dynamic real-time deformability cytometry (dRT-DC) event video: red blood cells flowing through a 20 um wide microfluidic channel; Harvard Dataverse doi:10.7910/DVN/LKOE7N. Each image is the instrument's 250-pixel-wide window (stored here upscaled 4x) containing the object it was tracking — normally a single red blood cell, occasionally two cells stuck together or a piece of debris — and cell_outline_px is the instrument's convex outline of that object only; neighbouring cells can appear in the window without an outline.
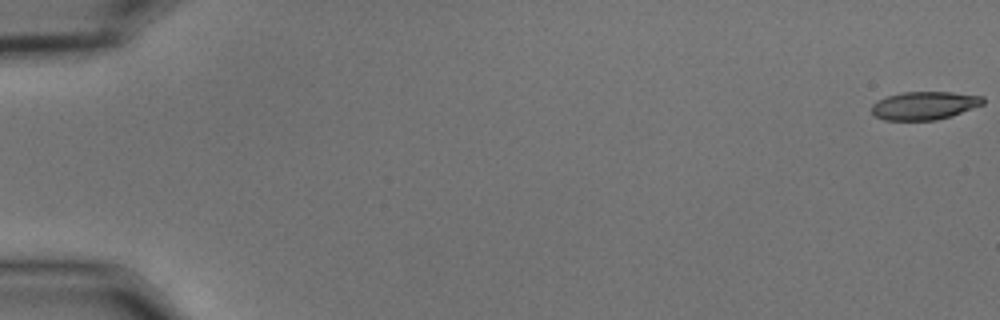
{"species": "common noctule bat (a hibernating species)", "species_latin": "Nyctalus noctula", "temperature_condition": "cold", "stored_images_in_passage": 57, "camera_frame_rate_fps": 3000, "um_per_image_px": 0.085, "animal": {"sex": "male", "body_mass_g": 15.6}, "frame": {"image": 1, "passage_image": 1, "time_ms": 0.0, "image_size_px": [1000, 320], "cell_outline_px": [[984, 104], [952, 116], [936, 120], [884, 120], [876, 116], [872, 112], [872, 104], [876, 100], [888, 96], [904, 92], [952, 92], [984, 96]], "centroid_in_image_um": [78.59, 8.97], "position_along_channel_um": 6.4, "area_um2": 18.32}}
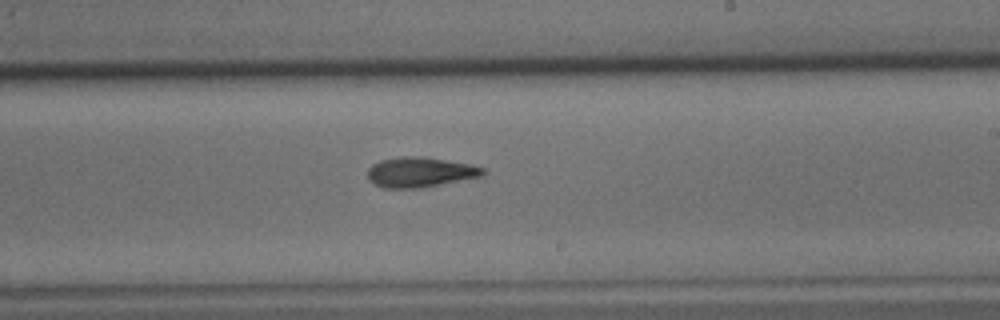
{"frame": {"image": 2, "passage_image": 35, "time_ms": 11.333, "image_size_px": [1000, 320], "cell_outline_px": [[484, 176], [420, 188], [384, 188], [372, 184], [368, 180], [368, 168], [372, 164], [380, 160], [400, 156], [424, 156], [472, 164], [484, 168]], "centroid_in_image_um": [35.69, 14.63], "position_along_channel_um": 253.3, "area_um2": 20.52}}
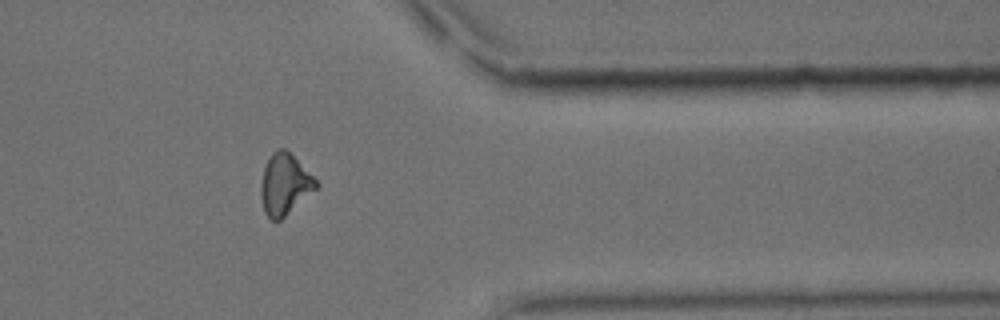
{"frame": {"image": 3, "passage_image": 47, "time_ms": 15.333, "image_size_px": [1000, 320], "cell_outline_px": [[320, 184], [316, 188], [280, 220], [268, 220], [264, 212], [260, 196], [260, 184], [264, 168], [272, 152], [276, 148], [284, 148]], "centroid_in_image_um": [24.14, 15.69], "position_along_channel_um": 387.3, "area_um2": 19.25}, "authors_computed_cell_mechanics": {"area_um2": 19.5942, "velocity_mm_per_s": 3.6177, "shape_relaxation_time_tau1_ms": 5.8194, "shape_relaxation_time_tau2_ms": 5.8496, "deformation_change_tau1": 0.1623, "deformation_change_tau2": 0.1587}}